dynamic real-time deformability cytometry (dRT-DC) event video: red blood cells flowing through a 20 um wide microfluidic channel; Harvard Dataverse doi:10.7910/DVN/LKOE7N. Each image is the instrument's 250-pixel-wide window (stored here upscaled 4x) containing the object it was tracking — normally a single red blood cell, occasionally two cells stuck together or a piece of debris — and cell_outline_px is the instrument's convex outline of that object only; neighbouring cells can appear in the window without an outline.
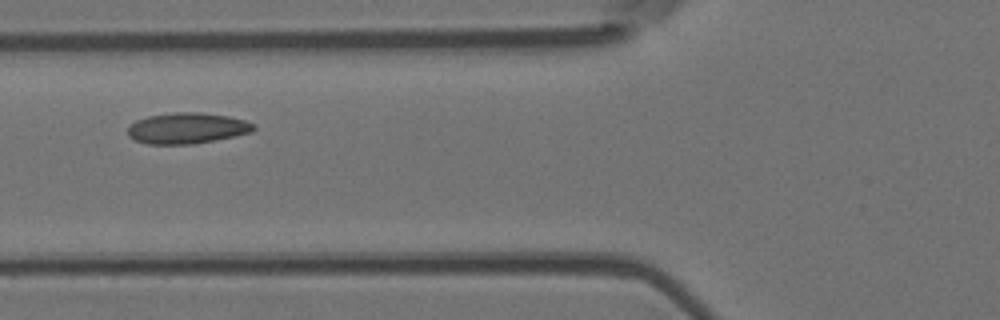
{"species": "Egyptian fruit bat (a non-hibernating species)", "species_latin": "Rousettus aegyptiacus", "temperature_condition": "room temperature", "stored_images_in_passage": 5, "camera_frame_rate_fps": 3000, "um_per_image_px": 0.085, "animal": {"sex": "female"}, "frame": {"image": 1, "passage_image": 2, "time_ms": 1.333, "image_size_px": [1000, 320], "cell_outline_px": [[256, 128], [252, 132], [192, 144], [148, 144], [136, 140], [128, 136], [128, 124], [136, 120], [148, 116], [172, 112], [200, 112], [228, 116], [244, 120], [256, 124]], "centroid_in_image_um": [15.88, 10.88], "position_along_channel_um": 109.9, "area_um2": 22.66}}
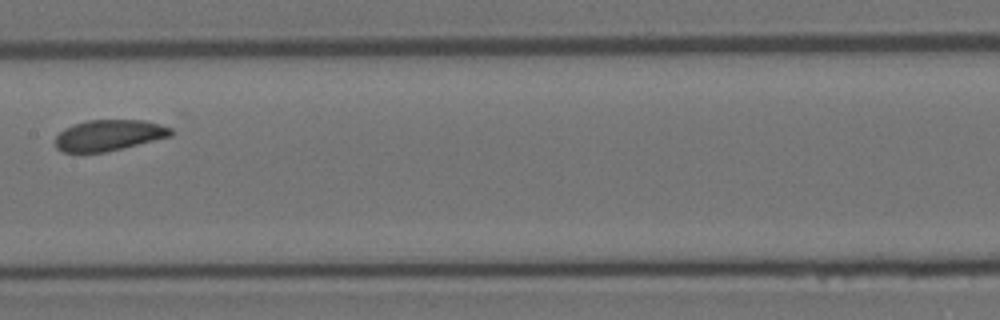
{"frame": {"image": 2, "passage_image": 4, "time_ms": 3.667, "image_size_px": [1000, 320], "cell_outline_px": [[172, 136], [104, 152], [64, 152], [56, 148], [56, 136], [64, 128], [72, 124], [88, 120], [144, 120], [160, 124], [172, 128]], "centroid_in_image_um": [9.25, 11.48], "position_along_channel_um": 198.1, "area_um2": 20.75}}
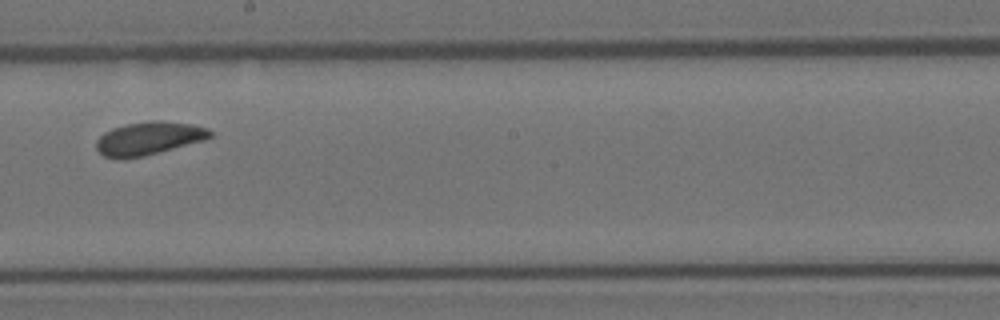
{"frame": {"image": 3, "passage_image": 5, "time_ms": 4.667, "image_size_px": [1000, 320], "cell_outline_px": [[212, 136], [204, 140], [144, 156], [104, 156], [96, 148], [96, 140], [104, 132], [112, 128], [124, 124], [152, 120], [156, 120], [192, 124], [208, 128], [212, 132]], "centroid_in_image_um": [12.67, 11.72], "position_along_channel_um": 235.5, "area_um2": 21.5}}